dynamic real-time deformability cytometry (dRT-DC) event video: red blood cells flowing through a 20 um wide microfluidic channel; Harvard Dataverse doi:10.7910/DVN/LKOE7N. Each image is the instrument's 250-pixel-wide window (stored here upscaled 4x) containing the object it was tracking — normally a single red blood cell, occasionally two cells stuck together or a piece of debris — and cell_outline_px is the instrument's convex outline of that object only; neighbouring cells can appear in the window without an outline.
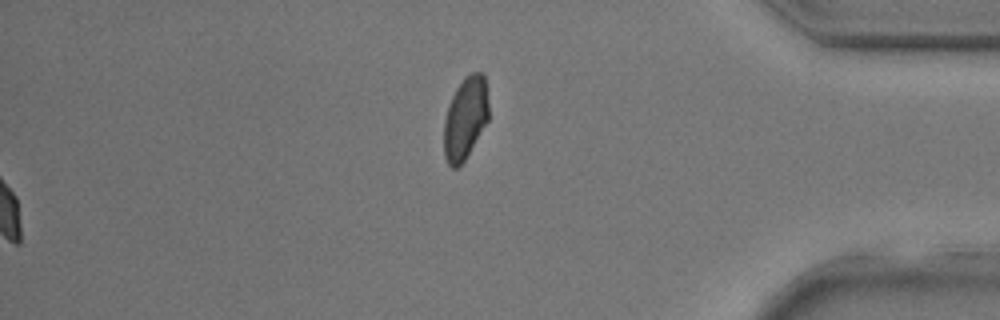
{"species": "common noctule bat (a hibernating species)", "species_latin": "Nyctalus noctula", "temperature_condition": "room temperature", "stored_images_in_passage": 33, "segment_of_instrument_passage": [2, 2], "camera_frame_rate_fps": 3000, "um_per_image_px": 0.085, "animal": {"sex": "male", "body_mass_g": 17.9, "forearm_length_mm": 54.2}, "frame": {"image": 1, "passage_image": 33, "time_ms": 10.667, "image_size_px": [1000, 320], "cell_outline_px": [[488, 120], [464, 160], [456, 168], [452, 168], [448, 164], [444, 156], [444, 120], [452, 96], [456, 88], [464, 76], [472, 72], [484, 72], [488, 104]], "centroid_in_image_um": [39.55, 10.01], "position_along_channel_um": 395.7, "area_um2": 21.33}}